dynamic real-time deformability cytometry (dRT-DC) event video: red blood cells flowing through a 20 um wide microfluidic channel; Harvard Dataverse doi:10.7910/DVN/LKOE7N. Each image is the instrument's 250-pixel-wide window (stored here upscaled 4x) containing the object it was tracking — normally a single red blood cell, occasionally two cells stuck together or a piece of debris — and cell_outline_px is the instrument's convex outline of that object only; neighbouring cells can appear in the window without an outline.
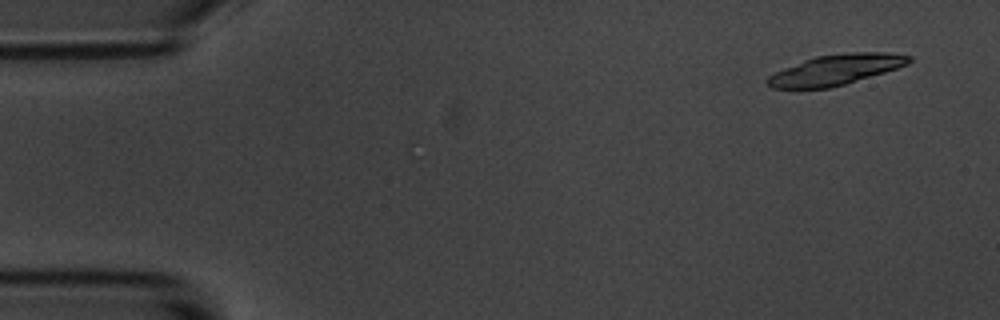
{"species": "common noctule bat (a hibernating species)", "species_latin": "Nyctalus noctula", "temperature_condition": "room temperature", "stored_images_in_passage": 6, "camera_frame_rate_fps": 3000, "um_per_image_px": 0.085, "animal": {"sex": "male", "body_mass_g": 20.1, "forearm_length_mm": 53.5}, "frame": {"image": 1, "passage_image": 1, "time_ms": 0.0, "image_size_px": [1000, 320], "cell_outline_px": [[912, 60], [908, 64], [884, 72], [844, 84], [828, 88], [772, 88], [764, 80], [768, 76], [784, 68], [804, 60], [816, 56], [852, 52], [888, 52], [912, 56]], "centroid_in_image_um": [71.04, 5.92], "position_along_channel_um": 14.0, "area_um2": 24.74}}